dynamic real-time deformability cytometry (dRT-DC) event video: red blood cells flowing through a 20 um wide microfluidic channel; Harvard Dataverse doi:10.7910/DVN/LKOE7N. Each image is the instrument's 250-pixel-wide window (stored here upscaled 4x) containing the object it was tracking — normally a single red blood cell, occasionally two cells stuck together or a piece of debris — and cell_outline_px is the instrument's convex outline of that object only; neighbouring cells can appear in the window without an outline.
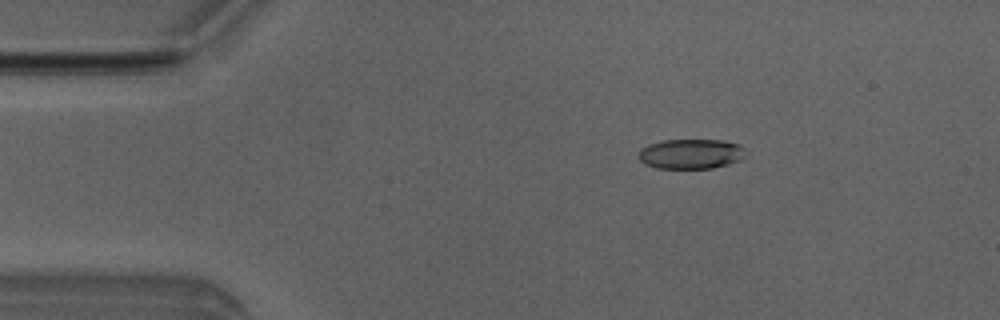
{"species": "Egyptian fruit bat (a non-hibernating species)", "species_latin": "Rousettus aegyptiacus", "temperature_condition": "room temperature", "stored_images_in_passage": 9, "camera_frame_rate_fps": 3000, "um_per_image_px": 0.085, "animal": {"sex": "male"}, "frame": {"image": 1, "passage_image": 3, "time_ms": 2.333, "image_size_px": [1000, 320], "cell_outline_px": [[748, 152], [740, 160], [728, 164], [712, 168], [656, 168], [644, 164], [636, 156], [636, 152], [640, 148], [648, 144], [664, 140], [724, 140], [740, 144]], "centroid_in_image_um": [58.7, 13.07], "position_along_channel_um": 26.3, "area_um2": 19.02}}
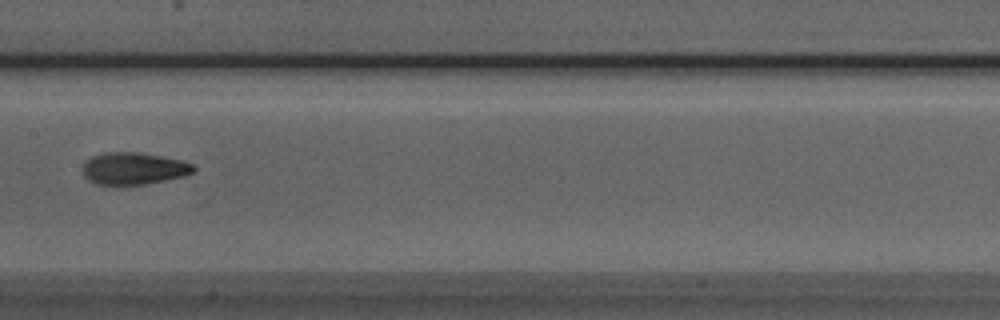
{"frame": {"image": 2, "passage_image": 8, "time_ms": 8.0, "image_size_px": [1000, 320], "cell_outline_px": [[196, 168], [192, 172], [184, 176], [144, 184], [96, 184], [88, 180], [84, 176], [80, 168], [84, 160], [92, 156], [104, 152], [140, 152], [184, 160], [192, 164]], "centroid_in_image_um": [11.31, 14.3], "position_along_channel_um": 196.1, "area_um2": 20.92}}
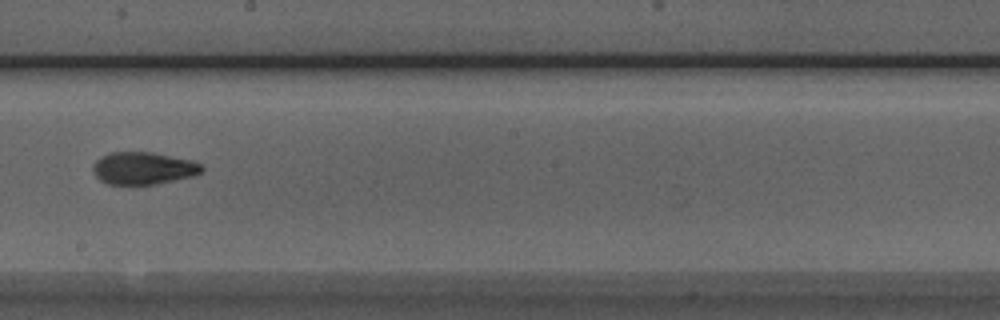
{"frame": {"image": 3, "passage_image": 9, "time_ms": 9.0, "image_size_px": [1000, 320], "cell_outline_px": [[204, 168], [196, 176], [156, 184], [108, 184], [100, 180], [96, 176], [92, 168], [92, 164], [100, 156], [108, 152], [152, 152], [192, 160], [200, 164]], "centroid_in_image_um": [12.17, 14.29], "position_along_channel_um": 236.0, "area_um2": 20.69}}